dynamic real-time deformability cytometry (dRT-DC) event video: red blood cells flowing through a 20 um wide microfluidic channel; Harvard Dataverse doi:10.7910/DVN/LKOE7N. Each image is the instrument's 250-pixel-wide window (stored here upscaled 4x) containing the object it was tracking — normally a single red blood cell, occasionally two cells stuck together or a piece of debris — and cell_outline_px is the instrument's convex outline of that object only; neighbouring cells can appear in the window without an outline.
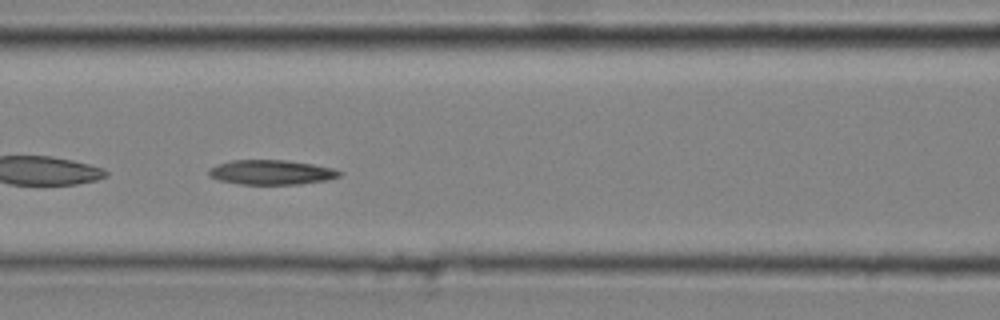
{"species": "common noctule bat (a hibernating species)", "species_latin": "Nyctalus noctula", "temperature_condition": "cold", "stored_images_in_passage": 37, "camera_frame_rate_fps": 3000, "um_per_image_px": 0.085, "animal": {"sex": "male", "body_mass_g": 20.4}, "frame": {"image": 1, "passage_image": 11, "time_ms": 3.333, "image_size_px": [1000, 320], "cell_outline_px": [[344, 172], [340, 176], [328, 180], [300, 184], [240, 184], [220, 180], [208, 176], [208, 168], [216, 164], [232, 160], [284, 160], [312, 164], [332, 168]], "centroid_in_image_um": [23.05, 14.64], "position_along_channel_um": 143.5, "area_um2": 18.84}}
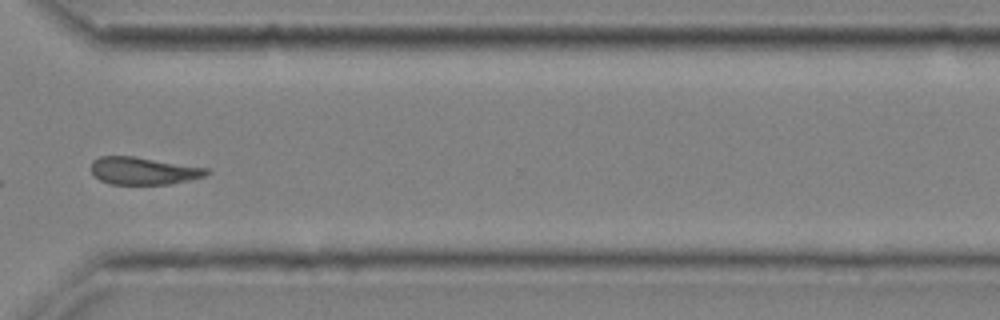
{"frame": {"image": 2, "passage_image": 27, "time_ms": 8.667, "image_size_px": [1000, 320], "cell_outline_px": [[212, 172], [204, 176], [188, 180], [168, 184], [112, 184], [100, 180], [92, 172], [92, 160], [100, 156], [136, 156], [208, 168]], "centroid_in_image_um": [12.21, 14.51], "position_along_channel_um": 358.4, "area_um2": 18.44}}